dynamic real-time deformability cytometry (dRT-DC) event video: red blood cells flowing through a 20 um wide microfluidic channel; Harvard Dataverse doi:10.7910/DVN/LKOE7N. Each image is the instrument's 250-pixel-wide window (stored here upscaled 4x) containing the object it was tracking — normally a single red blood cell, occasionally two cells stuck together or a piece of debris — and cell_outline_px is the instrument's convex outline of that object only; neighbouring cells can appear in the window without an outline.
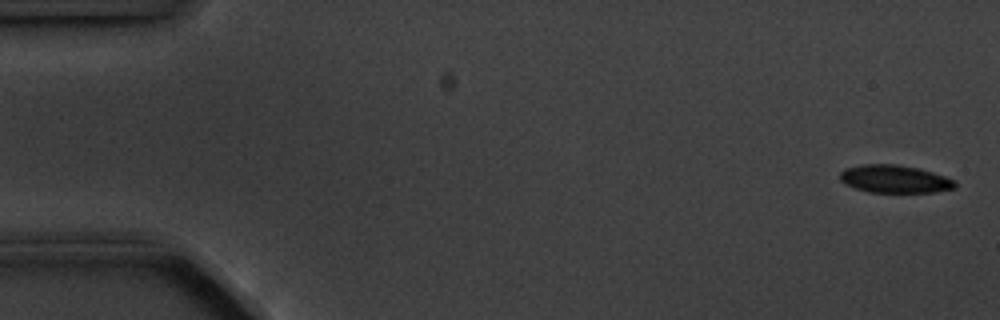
{"species": "common noctule bat (a hibernating species)", "species_latin": "Nyctalus noctula", "temperature_condition": "cold", "stored_images_in_passage": 6, "camera_frame_rate_fps": 3000, "um_per_image_px": 0.085, "animal": {"sex": "male", "body_mass_g": 20.1, "forearm_length_mm": 53.5}, "frame": {"image": 1, "passage_image": 1, "time_ms": 0.0, "image_size_px": [1000, 320], "cell_outline_px": [[956, 188], [936, 192], [868, 192], [844, 184], [840, 180], [840, 172], [844, 168], [864, 164], [896, 164], [916, 168], [932, 172], [956, 180]], "centroid_in_image_um": [76.04, 15.22], "position_along_channel_um": 9.0, "area_um2": 18.67}}
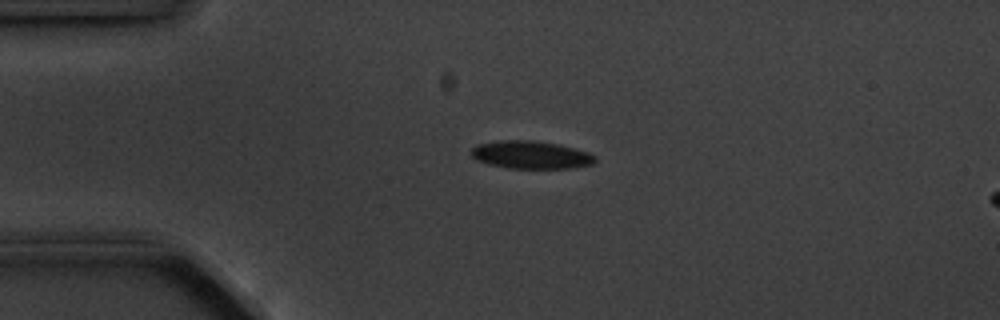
{"frame": {"image": 2, "passage_image": 4, "time_ms": 3.667, "image_size_px": [1000, 320], "cell_outline_px": [[596, 160], [592, 164], [572, 168], [508, 168], [488, 164], [476, 160], [472, 156], [472, 148], [476, 144], [500, 140], [532, 140], [560, 144], [576, 148], [588, 152], [596, 156]], "centroid_in_image_um": [45.13, 13.15], "position_along_channel_um": 39.9, "area_um2": 20.23}}